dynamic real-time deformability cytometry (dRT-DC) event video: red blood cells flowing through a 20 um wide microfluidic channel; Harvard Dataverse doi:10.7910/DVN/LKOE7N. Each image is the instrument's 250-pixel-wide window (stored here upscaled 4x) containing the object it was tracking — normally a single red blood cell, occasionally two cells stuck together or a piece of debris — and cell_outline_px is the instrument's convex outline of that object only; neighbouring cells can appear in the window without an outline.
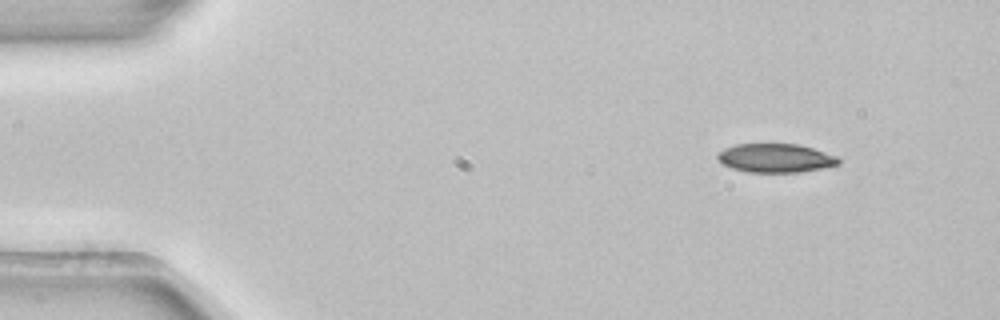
{"species": "common noctule bat (a hibernating species)", "species_latin": "Nyctalus noctula", "temperature_condition": "room temperature", "stored_images_in_passage": 4, "segment_of_instrument_passage": [1, 2], "camera_frame_rate_fps": 3000, "um_per_image_px": 0.085, "animal": {"sex": "female", "body_mass_g": 22.7, "forearm_length_mm": 54.2}, "frame": {"image": 1, "passage_image": 1, "time_ms": 0.0, "image_size_px": [1000, 320], "cell_outline_px": [[840, 164], [800, 172], [748, 172], [732, 168], [724, 164], [716, 156], [724, 148], [736, 144], [800, 144], [836, 156], [840, 160]], "centroid_in_image_um": [65.92, 13.43], "position_along_channel_um": 19.1, "area_um2": 20.06}}